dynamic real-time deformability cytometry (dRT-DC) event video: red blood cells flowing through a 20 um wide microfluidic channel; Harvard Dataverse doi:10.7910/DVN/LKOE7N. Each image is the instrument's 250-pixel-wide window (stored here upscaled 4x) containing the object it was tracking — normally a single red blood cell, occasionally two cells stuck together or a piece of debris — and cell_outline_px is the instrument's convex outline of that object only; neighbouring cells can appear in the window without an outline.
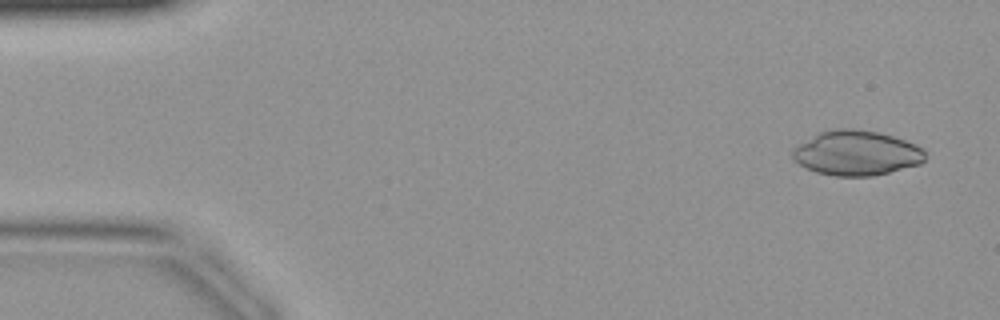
{"species": "common noctule bat (a hibernating species)", "species_latin": "Nyctalus noctula", "temperature_condition": "warm", "stored_images_in_passage": 41, "camera_frame_rate_fps": 3000, "um_per_image_px": 0.085, "animal": {"sex": "female", "body_mass_g": 19.9}, "frame": {"image": 1, "passage_image": 2, "time_ms": 0.333, "image_size_px": [1000, 320], "cell_outline_px": [[924, 160], [920, 164], [872, 176], [836, 176], [816, 172], [800, 164], [792, 156], [792, 148], [796, 144], [820, 132], [832, 128], [852, 128], [880, 132], [916, 144], [924, 152]], "centroid_in_image_um": [72.77, 12.99], "position_along_channel_um": 12.2, "area_um2": 34.56}}